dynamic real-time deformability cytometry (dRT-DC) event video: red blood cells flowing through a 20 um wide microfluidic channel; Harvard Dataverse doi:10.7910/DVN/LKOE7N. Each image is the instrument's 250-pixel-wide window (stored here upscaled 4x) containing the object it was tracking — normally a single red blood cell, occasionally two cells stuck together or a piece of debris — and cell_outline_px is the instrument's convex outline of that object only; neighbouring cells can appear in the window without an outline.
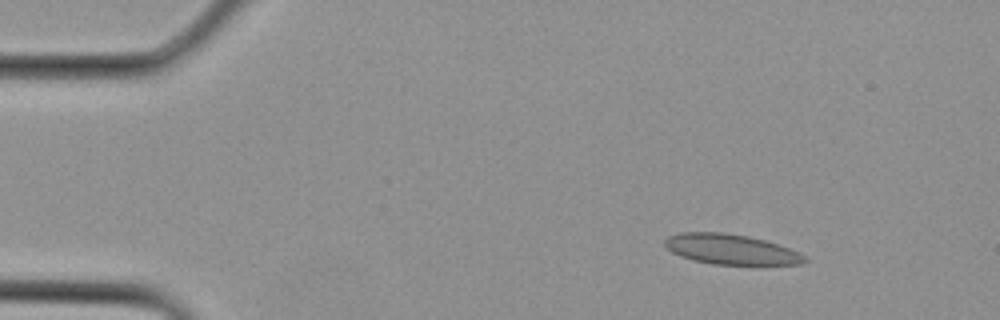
{"species": "Egyptian fruit bat (a non-hibernating species)", "species_latin": "Rousettus aegyptiacus", "temperature_condition": "cold", "stored_images_in_passage": 2, "camera_frame_rate_fps": 3000, "um_per_image_px": 0.085, "animal": {"sex": "female"}, "frame": {"image": 1, "passage_image": 1, "time_ms": 0.0, "image_size_px": [1000, 320], "cell_outline_px": [[808, 260], [800, 264], [712, 264], [692, 260], [680, 256], [672, 252], [664, 244], [664, 240], [668, 236], [680, 232], [724, 232], [748, 236], [764, 240], [800, 252]], "centroid_in_image_um": [62.08, 21.18], "position_along_channel_um": 22.9, "area_um2": 24.45}}